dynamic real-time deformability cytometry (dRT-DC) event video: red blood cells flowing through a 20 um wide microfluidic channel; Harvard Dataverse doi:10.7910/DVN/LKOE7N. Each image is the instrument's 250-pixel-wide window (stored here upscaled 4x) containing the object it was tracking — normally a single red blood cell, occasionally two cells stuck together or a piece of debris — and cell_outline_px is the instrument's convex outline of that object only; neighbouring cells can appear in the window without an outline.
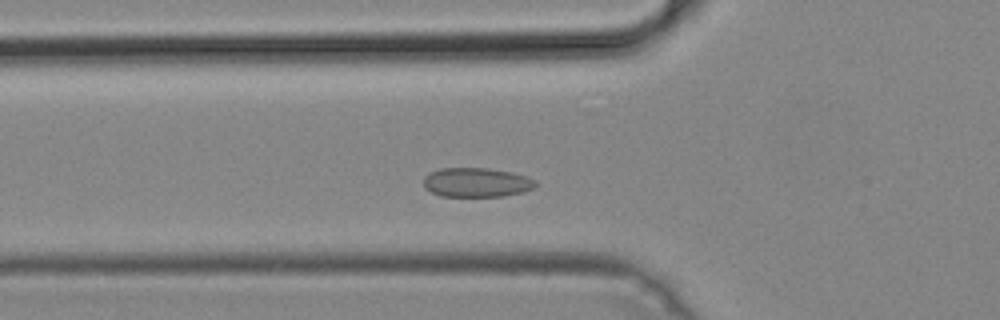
{"species": "common noctule bat (a hibernating species)", "species_latin": "Nyctalus noctula", "temperature_condition": "cold", "stored_images_in_passage": 34, "camera_frame_rate_fps": 3000, "um_per_image_px": 0.085, "animal": {"sex": "male", "body_mass_g": 19.2, "forearm_length_mm": 51.8}, "frame": {"image": 1, "passage_image": 10, "time_ms": 3.0, "image_size_px": [1000, 320], "cell_outline_px": [[536, 184], [532, 188], [520, 192], [504, 196], [440, 196], [424, 188], [424, 176], [428, 172], [440, 168], [488, 168], [512, 172], [536, 180]], "centroid_in_image_um": [40.45, 15.49], "position_along_channel_um": 85.4, "area_um2": 19.07}}
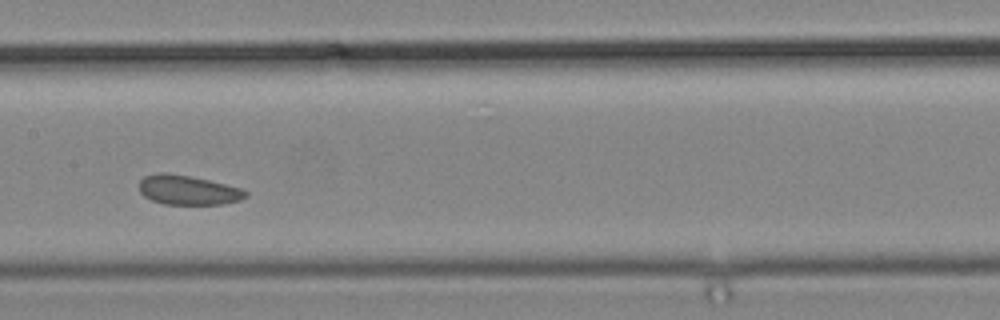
{"frame": {"image": 2, "passage_image": 18, "time_ms": 5.667, "image_size_px": [1000, 320], "cell_outline_px": [[248, 196], [240, 200], [220, 204], [164, 204], [152, 200], [144, 196], [140, 192], [140, 180], [144, 176], [156, 172], [168, 172], [208, 180], [240, 188], [248, 192]], "centroid_in_image_um": [15.95, 16.15], "position_along_channel_um": 191.4, "area_um2": 18.21}}
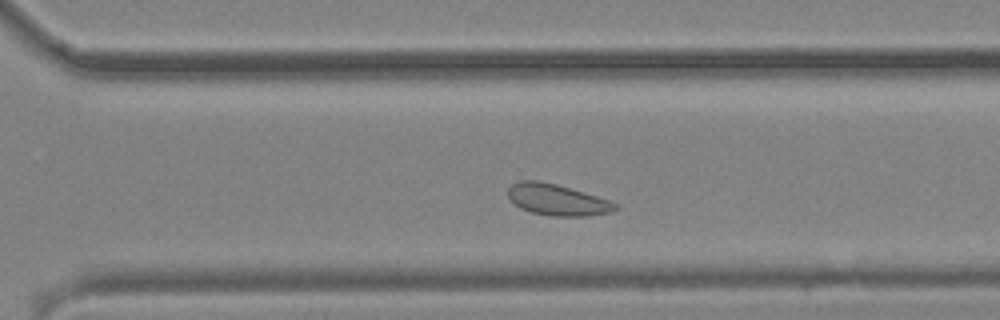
{"frame": {"image": 3, "passage_image": 28, "time_ms": 9.0, "image_size_px": [1000, 320], "cell_outline_px": [[616, 208], [608, 212], [588, 216], [552, 216], [532, 212], [520, 208], [508, 196], [508, 188], [516, 180], [536, 180], [556, 184], [584, 192], [608, 200], [616, 204]], "centroid_in_image_um": [47.3, 16.97], "position_along_channel_um": 323.3, "area_um2": 19.25}}